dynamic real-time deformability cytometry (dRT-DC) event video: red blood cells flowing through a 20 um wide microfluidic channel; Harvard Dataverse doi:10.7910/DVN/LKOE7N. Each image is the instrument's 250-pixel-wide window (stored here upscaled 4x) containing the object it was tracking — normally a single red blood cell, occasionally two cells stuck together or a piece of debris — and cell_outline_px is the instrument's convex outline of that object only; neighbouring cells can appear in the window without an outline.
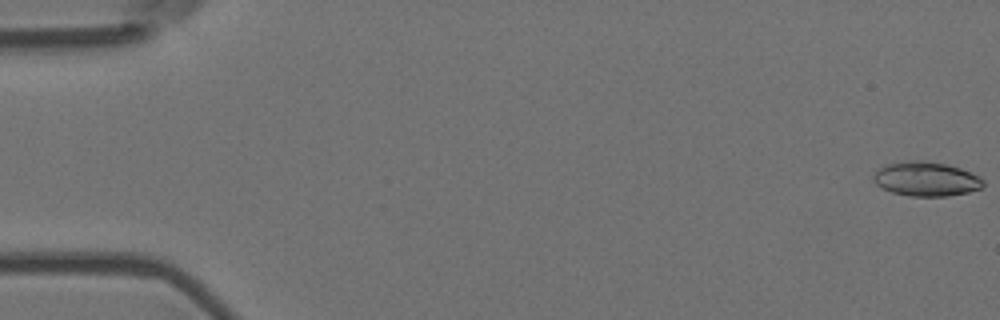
{"species": "Egyptian fruit bat (a non-hibernating species)", "species_latin": "Rousettus aegyptiacus", "temperature_condition": "room temperature", "stored_images_in_passage": 56, "camera_frame_rate_fps": 3000, "um_per_image_px": 0.085, "animal": {"sex": "female"}, "frame": {"image": 1, "passage_image": 1, "time_ms": 0.0, "image_size_px": [1000, 320], "cell_outline_px": [[984, 184], [980, 188], [968, 192], [948, 196], [908, 196], [892, 192], [876, 184], [872, 180], [872, 176], [876, 168], [884, 164], [920, 160], [944, 164], [960, 168], [980, 176], [984, 180]], "centroid_in_image_um": [78.69, 15.21], "position_along_channel_um": 6.3, "area_um2": 21.96}}
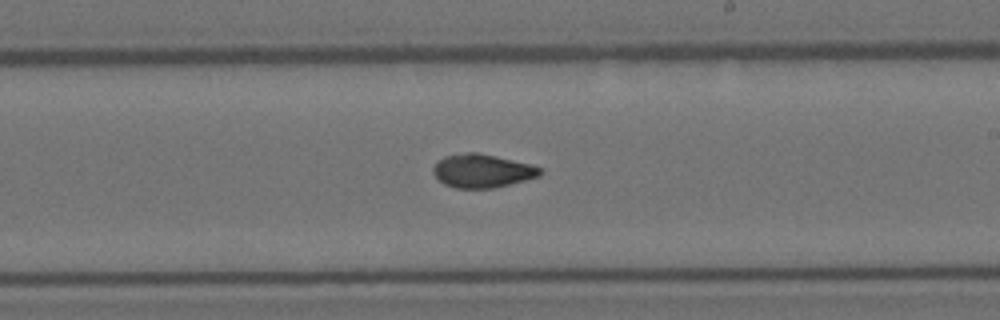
{"frame": {"image": 2, "passage_image": 33, "time_ms": 10.667, "image_size_px": [1000, 320], "cell_outline_px": [[544, 172], [540, 176], [492, 188], [456, 188], [444, 184], [432, 172], [432, 168], [444, 156], [468, 152], [476, 152], [496, 156], [532, 164], [544, 168]], "centroid_in_image_um": [41.03, 14.51], "position_along_channel_um": 248.0, "area_um2": 20.81}}
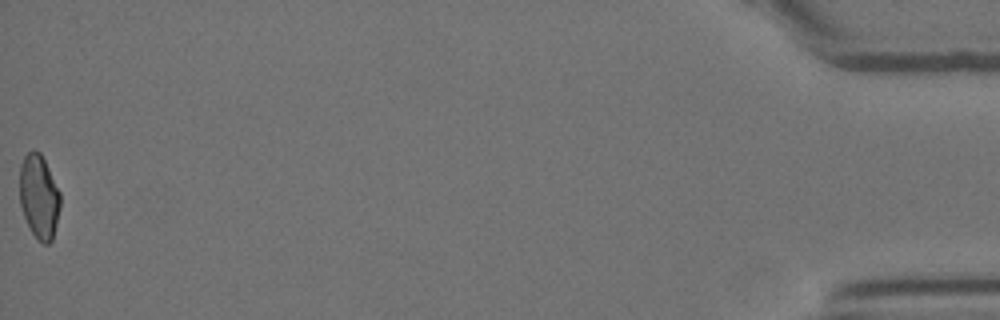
{"frame": {"image": 3, "passage_image": 56, "time_ms": 18.333, "image_size_px": [1000, 320], "cell_outline_px": [[60, 208], [52, 240], [48, 244], [44, 244], [32, 232], [24, 216], [20, 204], [20, 164], [24, 156], [32, 148], [40, 152], [60, 192]], "centroid_in_image_um": [3.31, 16.68], "position_along_channel_um": 431.9, "area_um2": 19.71}, "authors_computed_cell_mechanics": {"area_um2": 20.9814, "velocity_mm_per_s": 3.6955, "shape_relaxation_time_tau1_ms": null, "shape_relaxation_time_tau2_ms": 2.6403, "deformation_change_tau1": null, "deformation_change_tau2": 0.0828}}